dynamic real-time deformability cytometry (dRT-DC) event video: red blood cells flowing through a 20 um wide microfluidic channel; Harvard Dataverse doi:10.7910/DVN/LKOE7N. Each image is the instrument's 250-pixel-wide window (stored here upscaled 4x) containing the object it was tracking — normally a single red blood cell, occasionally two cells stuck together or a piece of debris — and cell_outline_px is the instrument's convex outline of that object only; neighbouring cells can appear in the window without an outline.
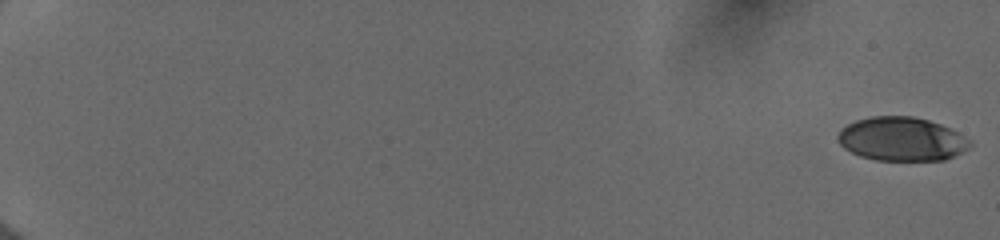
{"species": "human", "species_latin": "Homo sapiens", "temperature_condition": "cold", "stored_images_in_passage": 54, "camera_frame_rate_fps": 3000, "um_per_image_px": 0.085, "donor": {"sex": "female"}, "frame": {"image": 1, "passage_image": 1, "time_ms": 0.0, "image_size_px": [1000, 240], "cell_outline_px": [[972, 144], [968, 148], [944, 160], [876, 160], [860, 156], [844, 148], [840, 144], [836, 136], [840, 128], [856, 120], [872, 116], [912, 116], [928, 120], [940, 124], [972, 140]], "centroid_in_image_um": [76.61, 11.81], "position_along_channel_um": 8.4, "area_um2": 33.58}}
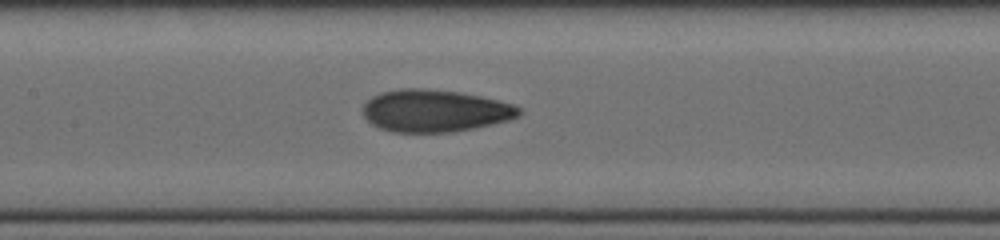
{"frame": {"image": 2, "passage_image": 30, "time_ms": 9.667, "image_size_px": [1000, 240], "cell_outline_px": [[520, 116], [508, 120], [492, 124], [452, 132], [392, 132], [380, 128], [372, 124], [364, 116], [364, 104], [372, 96], [380, 92], [400, 88], [420, 88], [460, 92], [480, 96], [512, 104], [520, 108]], "centroid_in_image_um": [36.94, 9.41], "position_along_channel_um": 170.5, "area_um2": 38.26}}
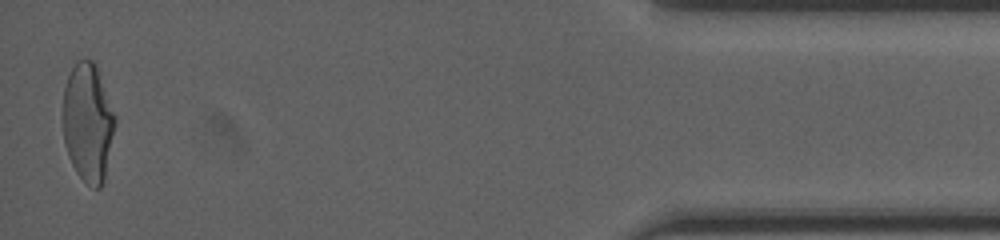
{"frame": {"image": 3, "passage_image": 54, "time_ms": 17.667, "image_size_px": [1000, 240], "cell_outline_px": [[116, 124], [104, 184], [100, 188], [92, 188], [76, 172], [68, 156], [64, 144], [64, 88], [68, 76], [76, 60], [92, 60], [96, 64], [116, 116]], "centroid_in_image_um": [7.5, 10.44], "position_along_channel_um": 427.7, "area_um2": 36.18}, "authors_computed_cell_mechanics": {"area_um2": 36.5296, "velocity_mm_per_s": 4.0157, "shape_relaxation_time_tau1_ms": 5.5052, "shape_relaxation_time_tau2_ms": 1.1444, "deformation_change_tau1": 0.1834, "deformation_change_tau2": 0.0774}}